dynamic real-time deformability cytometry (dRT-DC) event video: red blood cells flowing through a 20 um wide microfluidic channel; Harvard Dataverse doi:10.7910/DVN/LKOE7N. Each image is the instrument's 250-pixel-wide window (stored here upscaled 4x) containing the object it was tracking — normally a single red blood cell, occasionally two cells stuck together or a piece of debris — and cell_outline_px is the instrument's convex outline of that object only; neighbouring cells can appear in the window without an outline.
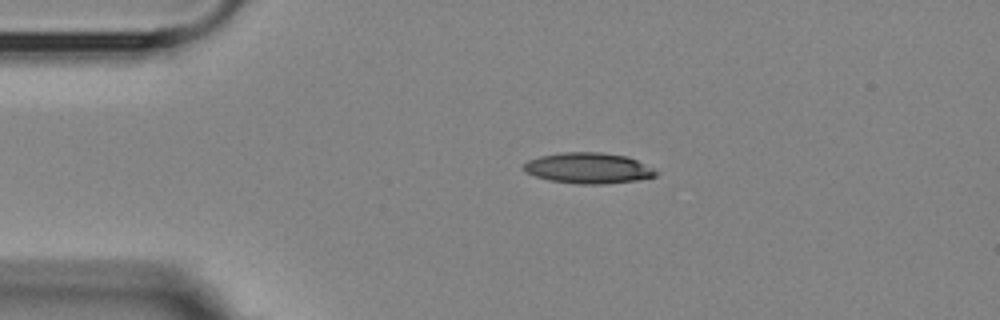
{"species": "Egyptian fruit bat (a non-hibernating species)", "species_latin": "Rousettus aegyptiacus", "temperature_condition": "room temperature", "stored_images_in_passage": 2, "camera_frame_rate_fps": 3000, "um_per_image_px": 0.085, "animal": {"sex": "female"}, "frame": {"image": 1, "passage_image": 2, "time_ms": 1.333, "image_size_px": [1000, 320], "cell_outline_px": [[660, 172], [656, 176], [636, 180], [600, 184], [576, 184], [548, 180], [524, 172], [524, 164], [528, 160], [540, 156], [564, 152], [600, 152], [628, 156]], "centroid_in_image_um": [50.0, 14.29], "position_along_channel_um": 35.0, "area_um2": 23.64}}